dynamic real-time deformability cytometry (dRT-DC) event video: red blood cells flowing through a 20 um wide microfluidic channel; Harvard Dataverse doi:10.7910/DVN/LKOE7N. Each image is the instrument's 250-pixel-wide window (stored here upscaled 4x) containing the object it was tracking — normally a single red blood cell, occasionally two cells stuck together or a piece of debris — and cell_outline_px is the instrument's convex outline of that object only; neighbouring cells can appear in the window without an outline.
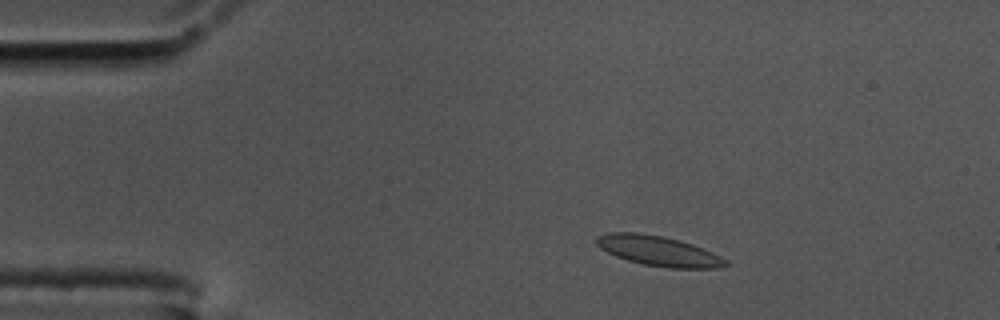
{"species": "common noctule bat (a hibernating species)", "species_latin": "Nyctalus noctula", "temperature_condition": "cold", "stored_images_in_passage": 52, "camera_frame_rate_fps": 3000, "um_per_image_px": 0.085, "animal": {"sex": "male", "body_mass_g": 17.5, "forearm_length_mm": 52.3}, "frame": {"image": 1, "passage_image": 4, "time_ms": 1.0, "image_size_px": [1000, 320], "cell_outline_px": [[728, 264], [716, 268], [668, 268], [644, 264], [628, 260], [616, 256], [600, 248], [596, 244], [596, 236], [608, 232], [636, 232], [660, 236], [680, 240], [692, 244], [720, 256], [728, 260]], "centroid_in_image_um": [55.94, 21.32], "position_along_channel_um": 29.1, "area_um2": 22.37}}
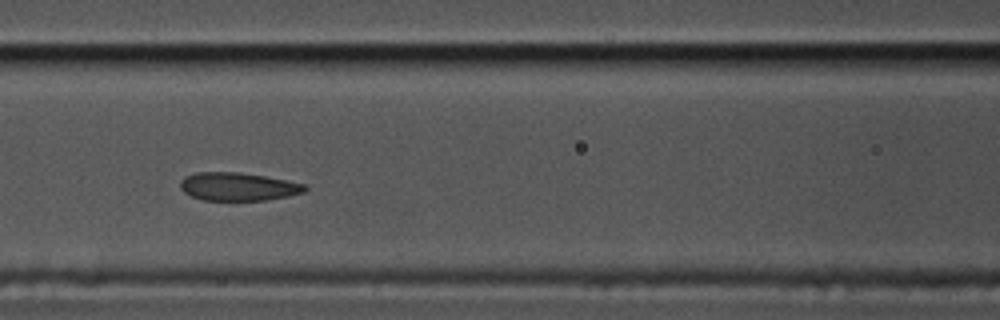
{"frame": {"image": 2, "passage_image": 19, "time_ms": 6.0, "image_size_px": [1000, 320], "cell_outline_px": [[308, 188], [304, 192], [288, 196], [268, 200], [204, 200], [192, 196], [184, 192], [180, 188], [180, 180], [184, 176], [196, 172], [240, 172], [264, 176], [308, 184]], "centroid_in_image_um": [20.25, 15.85], "position_along_channel_um": 146.4, "area_um2": 20.58}}
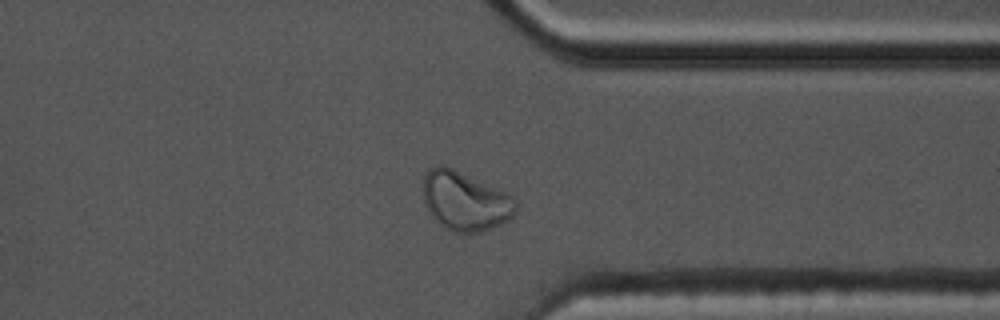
{"frame": {"image": 3, "passage_image": 39, "time_ms": 12.667, "image_size_px": [1000, 320], "cell_outline_px": [[516, 208], [512, 216], [500, 224], [480, 232], [456, 232], [440, 224], [428, 212], [424, 204], [424, 176], [432, 168], [440, 164], [444, 164], [504, 192], [512, 196], [516, 200]], "centroid_in_image_um": [39.51, 17.09], "position_along_channel_um": 371.9, "area_um2": 31.27}, "authors_computed_cell_mechanics": {"area_um2": 21.964, "velocity_mm_per_s": 3.4216, "shape_relaxation_time_tau1_ms": 6.4208, "shape_relaxation_time_tau2_ms": 0.9, "deformation_change_tau1": 0.1761, "deformation_change_tau2": 0.066}}